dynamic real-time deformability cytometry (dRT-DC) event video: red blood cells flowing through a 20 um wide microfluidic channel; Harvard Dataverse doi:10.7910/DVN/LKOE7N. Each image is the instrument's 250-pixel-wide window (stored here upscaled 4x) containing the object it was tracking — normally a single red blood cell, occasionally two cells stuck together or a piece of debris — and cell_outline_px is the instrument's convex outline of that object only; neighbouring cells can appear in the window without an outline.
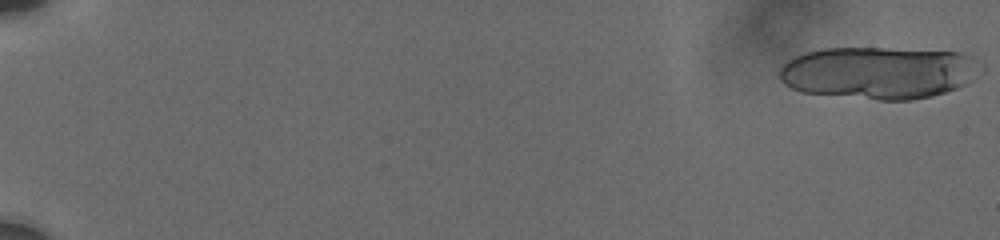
{"species": "human", "species_latin": "Homo sapiens", "temperature_condition": "cold", "stored_images_in_passage": 15, "segment_of_instrument_passage": [1, 2], "camera_frame_rate_fps": 3000, "um_per_image_px": 0.085, "donor": {"sex": "male"}, "frame": {"image": 1, "passage_image": 1, "time_ms": 0.0, "image_size_px": [1000, 240], "cell_outline_px": [[972, 56], [964, 84], [956, 88], [932, 96], [912, 100], [876, 100], [804, 92], [792, 88], [784, 84], [780, 80], [780, 68], [788, 60], [804, 52], [824, 48], [884, 48], [960, 52]], "centroid_in_image_um": [74.48, 6.18], "position_along_channel_um": 10.5, "area_um2": 59.88}}